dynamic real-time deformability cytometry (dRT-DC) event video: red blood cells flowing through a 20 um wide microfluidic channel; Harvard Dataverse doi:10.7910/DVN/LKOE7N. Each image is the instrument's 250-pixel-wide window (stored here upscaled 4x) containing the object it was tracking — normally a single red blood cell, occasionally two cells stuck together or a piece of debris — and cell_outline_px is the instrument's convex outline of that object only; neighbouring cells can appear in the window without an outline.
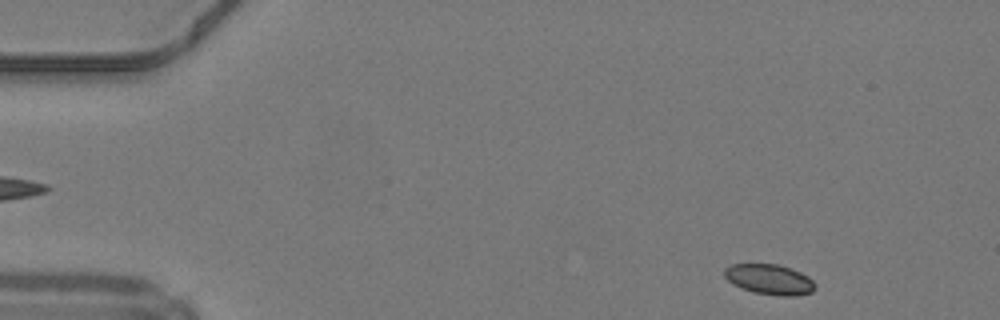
{"species": "common noctule bat (a hibernating species)", "species_latin": "Nyctalus noctula", "temperature_condition": "warm", "stored_images_in_passage": 45, "camera_frame_rate_fps": 3000, "um_per_image_px": 0.085, "animal": {"sex": "male", "body_mass_g": 19.2, "forearm_length_mm": 51.8}, "frame": {"image": 1, "passage_image": 2, "time_ms": 0.333, "image_size_px": [1000, 320], "cell_outline_px": [[816, 288], [812, 292], [796, 296], [780, 296], [752, 292], [740, 288], [732, 284], [724, 276], [724, 268], [732, 264], [776, 264], [792, 268], [808, 276], [816, 284]], "centroid_in_image_um": [65.41, 23.75], "position_along_channel_um": 19.6, "area_um2": 16.24}}
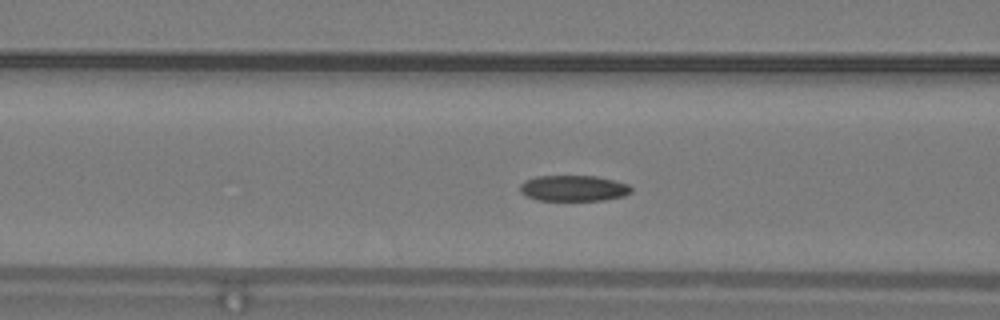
{"frame": {"image": 2, "passage_image": 16, "time_ms": 5.0, "image_size_px": [1000, 320], "cell_outline_px": [[632, 192], [624, 196], [604, 200], [536, 200], [520, 192], [520, 184], [524, 180], [536, 176], [596, 176], [628, 184], [632, 188]], "centroid_in_image_um": [48.74, 16.0], "position_along_channel_um": 117.9, "area_um2": 16.76}}
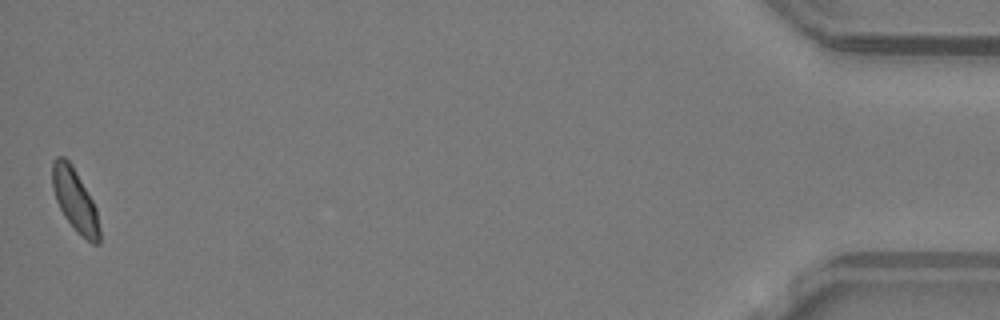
{"frame": {"image": 3, "passage_image": 45, "time_ms": 14.667, "image_size_px": [1000, 320], "cell_outline_px": [[100, 244], [92, 244], [76, 232], [64, 216], [56, 200], [52, 188], [52, 160], [56, 156], [64, 156], [72, 164], [92, 200], [96, 208], [100, 228]], "centroid_in_image_um": [6.37, 17.02], "position_along_channel_um": 428.8, "area_um2": 17.34}, "authors_computed_cell_mechanics": {"area_um2": 17.2822, "velocity_mm_per_s": 4.2169, "shape_relaxation_time_tau1_ms": 4.545, "shape_relaxation_time_tau2_ms": 3.7662, "deformation_change_tau1": 0.1191, "deformation_change_tau2": 0.0516}}